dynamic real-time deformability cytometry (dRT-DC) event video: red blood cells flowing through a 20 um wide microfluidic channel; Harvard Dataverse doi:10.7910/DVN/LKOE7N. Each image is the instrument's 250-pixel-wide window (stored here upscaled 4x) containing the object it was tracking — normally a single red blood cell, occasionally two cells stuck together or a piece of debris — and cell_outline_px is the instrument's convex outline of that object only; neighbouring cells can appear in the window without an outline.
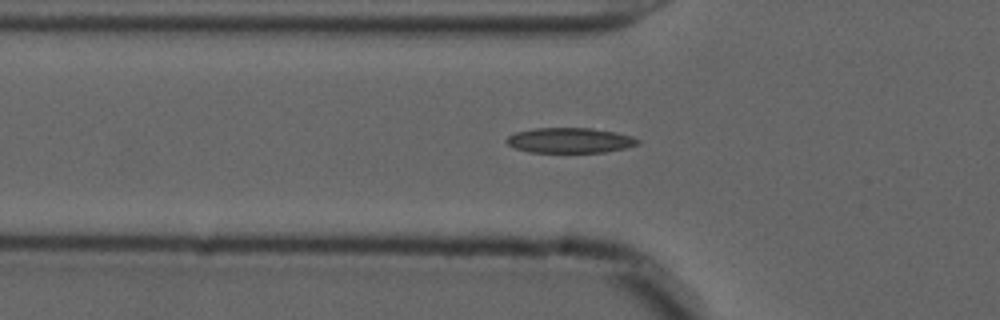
{"species": "common noctule bat (a hibernating species)", "species_latin": "Nyctalus noctula", "temperature_condition": "cold", "stored_images_in_passage": 34, "camera_frame_rate_fps": 3000, "um_per_image_px": 0.085, "animal": {"sex": "male", "forearm_length_mm": 52.5}, "frame": {"image": 1, "passage_image": 2, "time_ms": 0.333, "image_size_px": [1000, 320], "cell_outline_px": [[640, 144], [624, 148], [604, 152], [528, 152], [516, 148], [508, 144], [504, 140], [508, 136], [516, 132], [536, 128], [592, 128], [616, 132], [632, 136], [640, 140]], "centroid_in_image_um": [48.45, 11.93], "position_along_channel_um": 77.3, "area_um2": 19.25}}
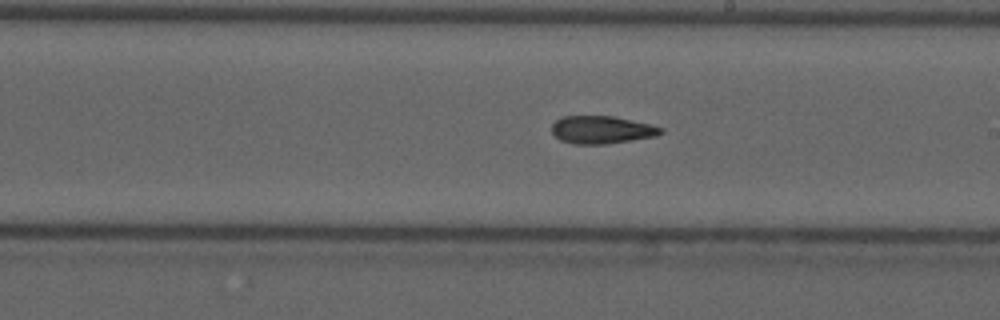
{"frame": {"image": 2, "passage_image": 15, "time_ms": 4.667, "image_size_px": [1000, 320], "cell_outline_px": [[664, 132], [656, 136], [604, 144], [572, 144], [560, 140], [552, 132], [552, 124], [560, 116], [612, 116], [632, 120], [664, 128]], "centroid_in_image_um": [51.12, 11.03], "position_along_channel_um": 237.9, "area_um2": 17.57}}
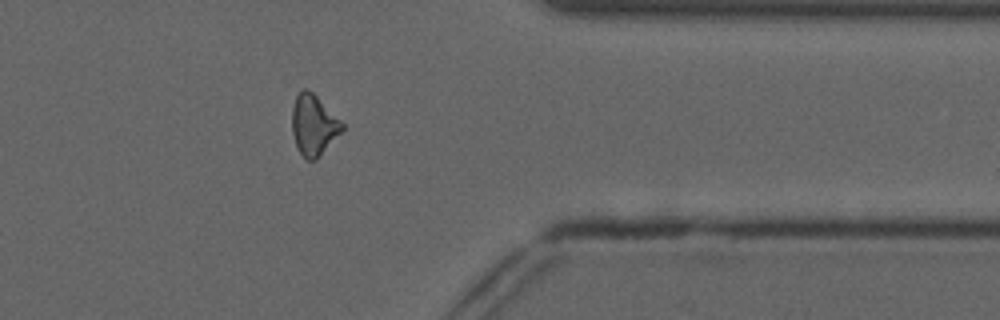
{"frame": {"image": 3, "passage_image": 28, "time_ms": 9.0, "image_size_px": [1000, 320], "cell_outline_px": [[344, 128], [316, 160], [308, 160], [300, 152], [296, 144], [292, 132], [292, 108], [296, 96], [304, 88], [308, 88], [344, 124]], "centroid_in_image_um": [26.64, 10.62], "position_along_channel_um": 384.8, "area_um2": 17.28}}